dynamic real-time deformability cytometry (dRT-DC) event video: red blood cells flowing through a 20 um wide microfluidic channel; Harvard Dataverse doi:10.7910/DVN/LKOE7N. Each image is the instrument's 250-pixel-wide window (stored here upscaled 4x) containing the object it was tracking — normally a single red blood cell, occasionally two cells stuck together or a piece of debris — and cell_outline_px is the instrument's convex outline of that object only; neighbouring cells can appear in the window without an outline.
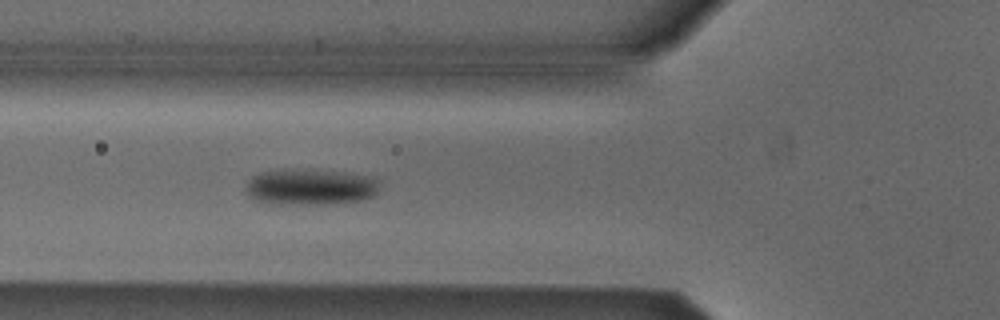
{"species": "Egyptian fruit bat (a non-hibernating species)", "species_latin": "Rousettus aegyptiacus", "temperature_condition": "cold", "stored_images_in_passage": 6, "segment_of_instrument_passage": [1, 2], "camera_frame_rate_fps": 3000, "um_per_image_px": 0.085, "animal": {"sex": "male"}, "frame": {"image": 1, "passage_image": 5, "time_ms": 4.667, "image_size_px": [1000, 320], "cell_outline_px": [[380, 188], [372, 196], [360, 200], [332, 204], [272, 204], [256, 200], [248, 196], [244, 192], [244, 184], [252, 176], [260, 172], [344, 172], [376, 176], [380, 180]], "centroid_in_image_um": [26.41, 15.94], "position_along_channel_um": 99.4, "area_um2": 27.74}}